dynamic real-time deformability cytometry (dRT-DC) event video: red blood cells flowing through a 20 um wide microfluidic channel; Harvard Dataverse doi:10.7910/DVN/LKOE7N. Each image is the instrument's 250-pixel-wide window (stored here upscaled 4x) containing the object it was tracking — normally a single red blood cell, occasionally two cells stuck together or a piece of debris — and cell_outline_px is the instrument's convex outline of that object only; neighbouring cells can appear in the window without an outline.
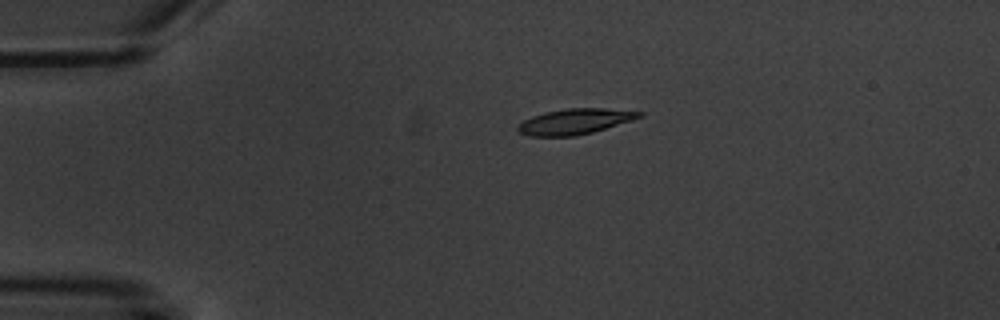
{"species": "common noctule bat (a hibernating species)", "species_latin": "Nyctalus noctula", "temperature_condition": "warm", "stored_images_in_passage": 8, "camera_frame_rate_fps": 3000, "um_per_image_px": 0.085, "animal": {"sex": "male", "body_mass_g": 20.1, "forearm_length_mm": 53.5}, "frame": {"image": 1, "passage_image": 3, "time_ms": 3.333, "image_size_px": [1000, 320], "cell_outline_px": [[644, 116], [632, 120], [592, 132], [576, 136], [528, 136], [520, 132], [516, 128], [524, 120], [532, 116], [544, 112], [564, 108], [604, 108], [644, 112]], "centroid_in_image_um": [48.87, 10.32], "position_along_channel_um": 36.1, "area_um2": 18.03}}
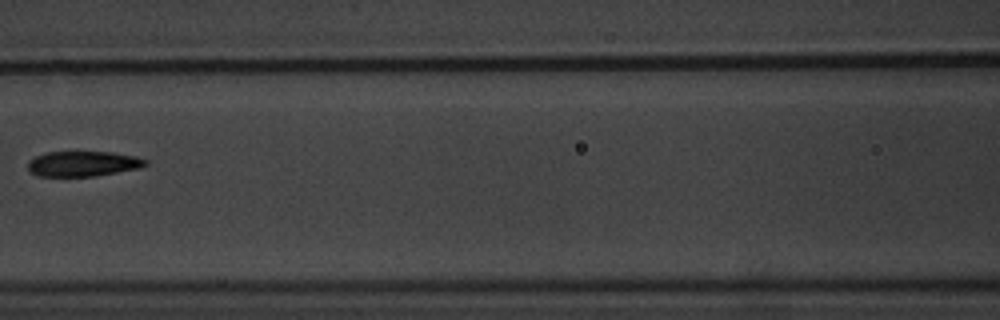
{"frame": {"image": 2, "passage_image": 7, "time_ms": 8.0, "image_size_px": [1000, 320], "cell_outline_px": [[148, 164], [140, 168], [96, 176], [36, 176], [28, 172], [28, 160], [44, 152], [112, 152], [136, 156], [148, 160]], "centroid_in_image_um": [7.04, 13.92], "position_along_channel_um": 159.6, "area_um2": 17.51}}
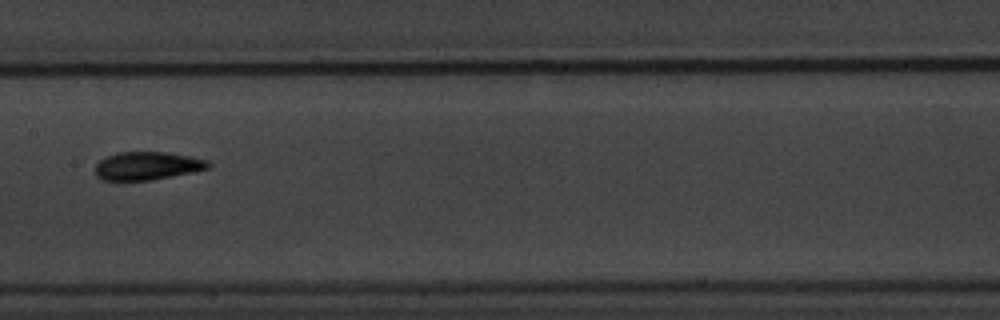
{"frame": {"image": 3, "passage_image": 8, "time_ms": 9.0, "image_size_px": [1000, 320], "cell_outline_px": [[212, 164], [208, 168], [196, 172], [152, 180], [104, 180], [96, 176], [96, 164], [100, 160], [116, 152], [164, 152], [188, 156], [208, 160]], "centroid_in_image_um": [12.55, 14.1], "position_along_channel_um": 194.9, "area_um2": 18.55}}